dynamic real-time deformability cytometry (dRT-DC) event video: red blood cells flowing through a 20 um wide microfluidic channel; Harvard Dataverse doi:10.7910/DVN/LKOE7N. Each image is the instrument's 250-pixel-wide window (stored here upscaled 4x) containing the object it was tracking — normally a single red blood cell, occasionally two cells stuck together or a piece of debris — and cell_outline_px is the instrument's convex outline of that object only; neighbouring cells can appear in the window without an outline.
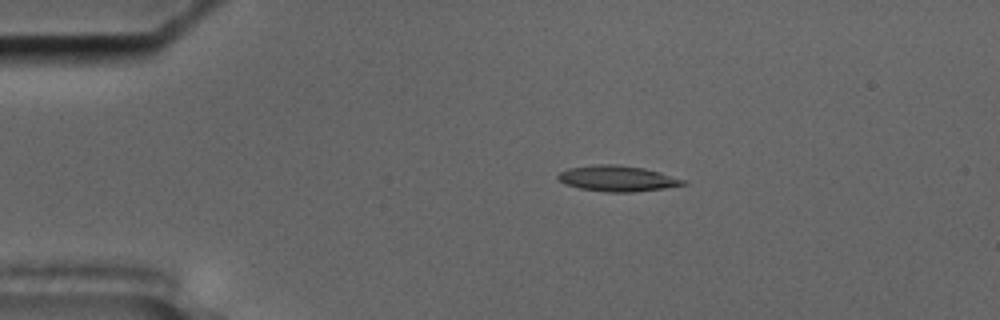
{"species": "common noctule bat (a hibernating species)", "species_latin": "Nyctalus noctula", "temperature_condition": "cold", "stored_images_in_passage": 55, "camera_frame_rate_fps": 3000, "um_per_image_px": 0.085, "animal": {"sex": "male", "body_mass_g": 17.5, "forearm_length_mm": 52.3}, "frame": {"image": 1, "passage_image": 11, "time_ms": 3.333, "image_size_px": [1000, 320], "cell_outline_px": [[688, 184], [664, 188], [632, 192], [608, 192], [580, 188], [564, 184], [556, 180], [556, 176], [560, 172], [568, 168], [592, 164], [620, 164], [644, 168], [660, 172], [684, 180]], "centroid_in_image_um": [52.42, 15.16], "position_along_channel_um": 32.6, "area_um2": 18.9}}
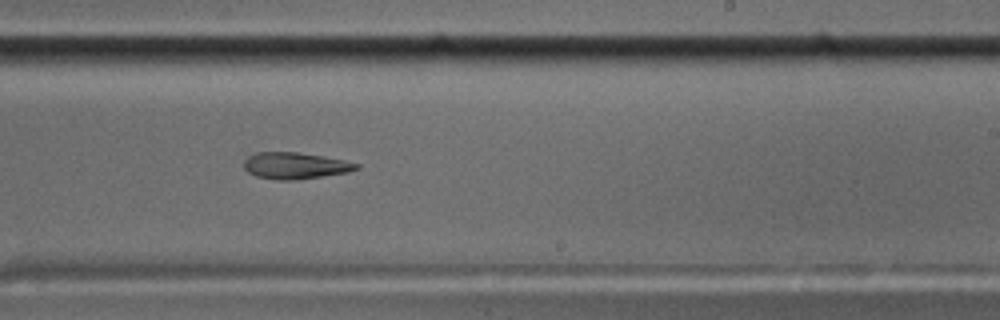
{"frame": {"image": 2, "passage_image": 34, "time_ms": 11.0, "image_size_px": [1000, 320], "cell_outline_px": [[360, 168], [348, 172], [296, 180], [280, 180], [256, 176], [248, 172], [244, 168], [244, 160], [248, 156], [256, 152], [300, 152], [344, 160], [360, 164]], "centroid_in_image_um": [25.09, 14.07], "position_along_channel_um": 263.9, "area_um2": 17.4}}
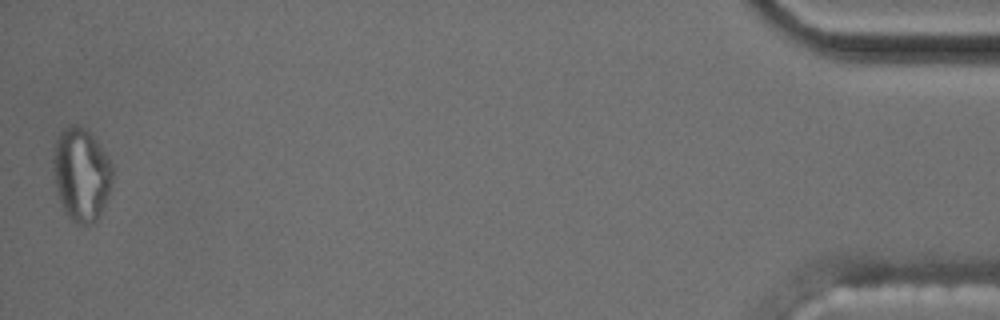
{"frame": {"image": 3, "passage_image": 55, "time_ms": 18.0, "image_size_px": [1000, 320], "cell_outline_px": [[112, 184], [108, 196], [96, 220], [92, 224], [76, 224], [68, 216], [60, 200], [56, 184], [52, 160], [56, 140], [60, 132], [64, 128], [72, 124], [80, 124], [96, 140], [108, 156], [112, 164]], "centroid_in_image_um": [6.92, 14.8], "position_along_channel_um": 428.3, "area_um2": 31.91}, "authors_computed_cell_mechanics": {"area_um2": 18.0914, "velocity_mm_per_s": 3.6243, "shape_relaxation_time_tau1_ms": null, "shape_relaxation_time_tau2_ms": 8.7111, "deformation_change_tau1": null, "deformation_change_tau2": 0.1674}}